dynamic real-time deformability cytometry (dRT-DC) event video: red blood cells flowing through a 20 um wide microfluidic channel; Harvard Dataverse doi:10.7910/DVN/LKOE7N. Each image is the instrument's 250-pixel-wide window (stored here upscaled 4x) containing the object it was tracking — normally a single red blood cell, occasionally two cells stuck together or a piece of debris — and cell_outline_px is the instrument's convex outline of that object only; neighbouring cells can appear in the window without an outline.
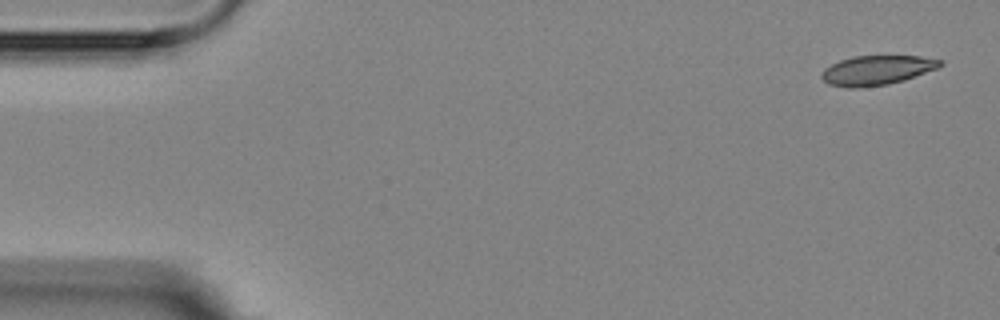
{"species": "Egyptian fruit bat (a non-hibernating species)", "species_latin": "Rousettus aegyptiacus", "temperature_condition": "room temperature", "stored_images_in_passage": 4, "camera_frame_rate_fps": 3000, "um_per_image_px": 0.085, "animal": {"sex": "female"}, "frame": {"image": 1, "passage_image": 1, "time_ms": 0.0, "image_size_px": [1000, 320], "cell_outline_px": [[944, 64], [936, 68], [904, 80], [888, 84], [856, 88], [848, 88], [828, 84], [820, 76], [824, 68], [840, 60], [852, 56], [920, 56], [944, 60]], "centroid_in_image_um": [74.52, 5.96], "position_along_channel_um": 10.5, "area_um2": 20.35}}